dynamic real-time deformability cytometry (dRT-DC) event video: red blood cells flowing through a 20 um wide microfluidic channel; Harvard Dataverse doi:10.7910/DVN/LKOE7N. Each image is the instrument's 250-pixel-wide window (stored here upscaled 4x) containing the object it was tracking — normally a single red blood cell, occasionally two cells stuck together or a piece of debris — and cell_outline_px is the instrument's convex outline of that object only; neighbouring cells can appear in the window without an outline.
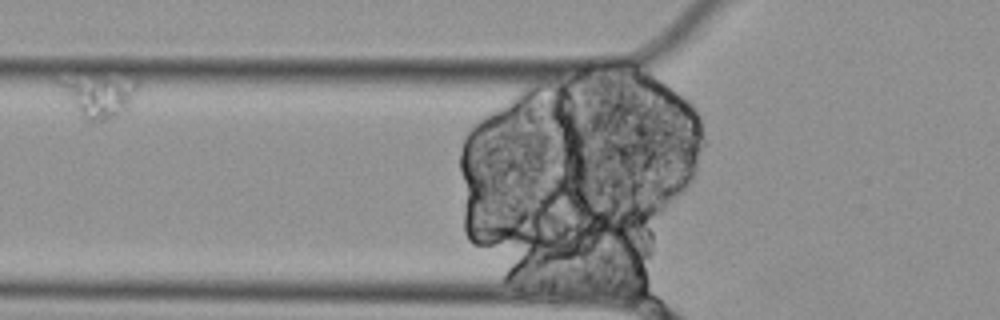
{"species": "Egyptian fruit bat (a non-hibernating species)", "species_latin": "Rousettus aegyptiacus", "temperature_condition": "cold", "stored_images_in_passage": 13, "camera_frame_rate_fps": 3000, "um_per_image_px": 0.085, "animal": {"sex": "female"}, "frame": {"image": 1, "passage_image": 10, "time_ms": 3.0, "image_size_px": [1000, 320], "cell_outline_px": [[140, 88], [132, 104], [128, 108], [108, 120], [88, 120], [80, 112], [56, 80], [100, 72], [136, 76], [140, 80]], "centroid_in_image_um": [8.61, 7.97], "position_along_channel_um": 117.2, "area_um2": 20.11}}
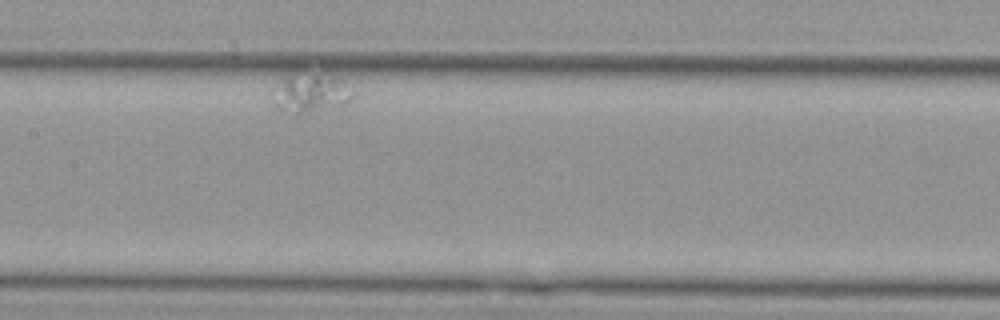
{"frame": {"image": 2, "passage_image": 13, "time_ms": 4.0, "image_size_px": [1000, 320], "cell_outline_px": [[352, 100], [300, 116], [296, 116], [272, 104], [268, 96], [268, 92], [288, 76], [332, 76], [352, 92]], "centroid_in_image_um": [26.23, 8.0], "position_along_channel_um": 181.2, "area_um2": 17.46}}